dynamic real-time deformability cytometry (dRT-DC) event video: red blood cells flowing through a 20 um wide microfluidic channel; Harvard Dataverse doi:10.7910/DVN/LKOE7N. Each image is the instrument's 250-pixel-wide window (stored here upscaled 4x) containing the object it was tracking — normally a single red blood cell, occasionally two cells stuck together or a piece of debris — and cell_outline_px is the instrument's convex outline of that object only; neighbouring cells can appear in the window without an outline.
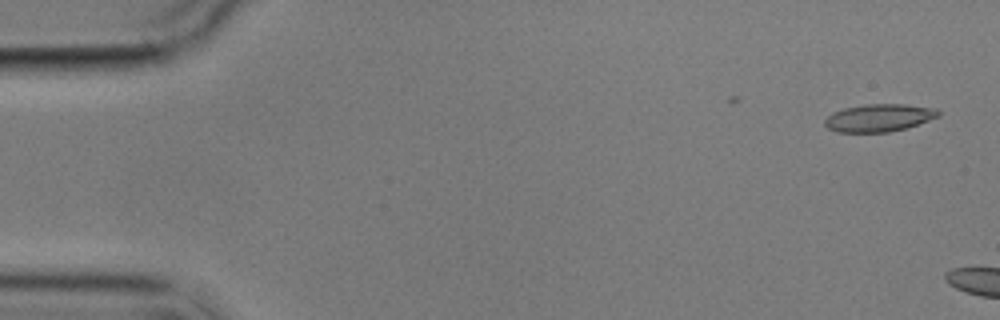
{"species": "common noctule bat (a hibernating species)", "species_latin": "Nyctalus noctula", "temperature_condition": "cold", "stored_images_in_passage": 3, "camera_frame_rate_fps": 3000, "um_per_image_px": 0.085, "animal": {"sex": "male", "body_mass_g": 17.9}, "frame": {"image": 1, "passage_image": 1, "time_ms": 0.0, "image_size_px": [1000, 320], "cell_outline_px": [[940, 116], [908, 128], [888, 132], [836, 132], [828, 128], [824, 124], [824, 120], [832, 112], [844, 108], [864, 104], [904, 104], [936, 108], [940, 112]], "centroid_in_image_um": [74.72, 10.01], "position_along_channel_um": 10.3, "area_um2": 18.44}}